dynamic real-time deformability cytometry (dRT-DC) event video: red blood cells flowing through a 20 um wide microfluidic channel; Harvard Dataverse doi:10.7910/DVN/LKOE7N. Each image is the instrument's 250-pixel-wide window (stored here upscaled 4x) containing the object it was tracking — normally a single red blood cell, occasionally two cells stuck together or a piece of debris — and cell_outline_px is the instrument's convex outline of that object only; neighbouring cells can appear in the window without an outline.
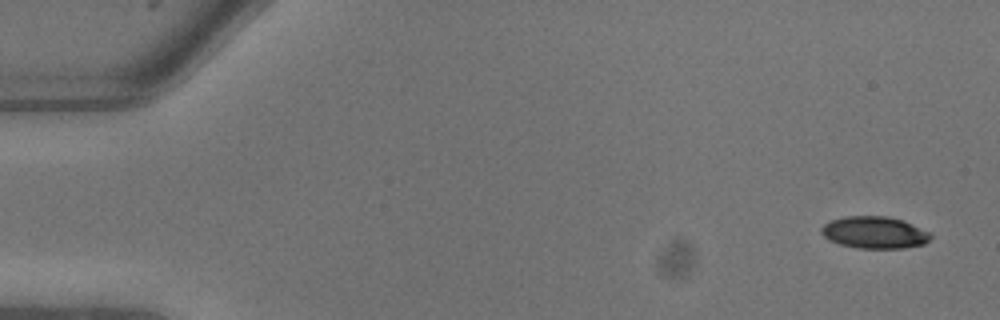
{"species": "common noctule bat (a hibernating species)", "species_latin": "Nyctalus noctula", "temperature_condition": "warm", "stored_images_in_passage": 7, "camera_frame_rate_fps": 3000, "um_per_image_px": 0.085, "animal": {"sex": "male", "body_mass_g": 13.3}, "frame": {"image": 1, "passage_image": 1, "time_ms": 0.0, "image_size_px": [1000, 320], "cell_outline_px": [[932, 236], [924, 244], [904, 248], [860, 248], [840, 244], [828, 240], [820, 232], [820, 228], [824, 224], [832, 220], [844, 216], [888, 216], [904, 220], [928, 232]], "centroid_in_image_um": [74.31, 19.75], "position_along_channel_um": 10.7, "area_um2": 20.35}}
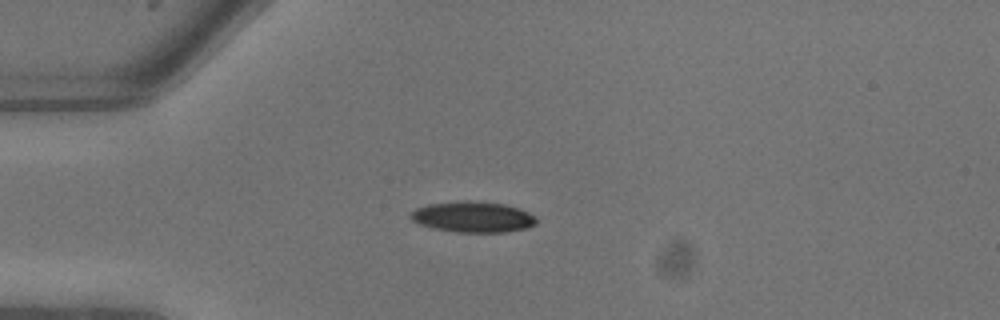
{"frame": {"image": 2, "passage_image": 6, "time_ms": 1.667, "image_size_px": [1000, 320], "cell_outline_px": [[536, 224], [524, 228], [504, 232], [456, 232], [432, 228], [420, 224], [412, 220], [408, 216], [416, 208], [428, 204], [464, 200], [468, 200], [504, 204], [520, 208], [536, 216]], "centroid_in_image_um": [40.18, 18.43], "position_along_channel_um": 44.8, "area_um2": 22.6}}